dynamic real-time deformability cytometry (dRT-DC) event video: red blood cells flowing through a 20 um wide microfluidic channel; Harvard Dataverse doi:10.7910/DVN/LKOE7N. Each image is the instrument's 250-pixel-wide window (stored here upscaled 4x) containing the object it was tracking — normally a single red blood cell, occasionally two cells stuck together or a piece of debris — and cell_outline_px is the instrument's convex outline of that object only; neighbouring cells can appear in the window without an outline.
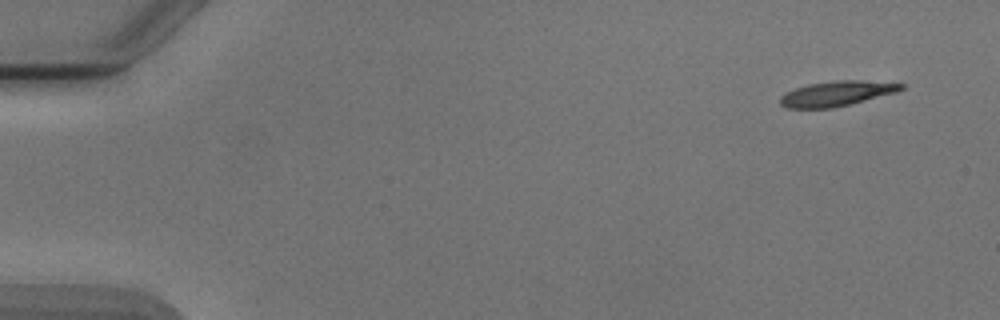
{"species": "Egyptian fruit bat (a non-hibernating species)", "species_latin": "Rousettus aegyptiacus", "temperature_condition": "cold", "stored_images_in_passage": 7, "camera_frame_rate_fps": 3000, "um_per_image_px": 0.085, "animal": {"sex": "male"}, "frame": {"image": 1, "passage_image": 1, "time_ms": 0.0, "image_size_px": [1000, 320], "cell_outline_px": [[908, 84], [904, 88], [896, 92], [832, 108], [788, 108], [780, 104], [780, 96], [784, 92], [808, 84], [836, 80], [860, 80]], "centroid_in_image_um": [71.1, 7.94], "position_along_channel_um": 13.9, "area_um2": 17.51}}
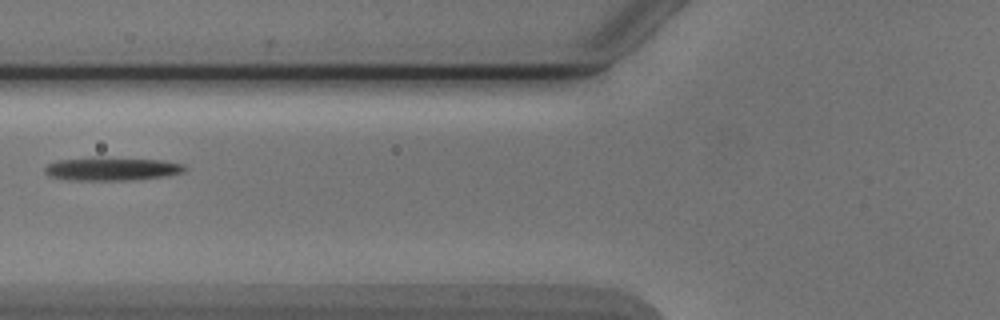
{"frame": {"image": 2, "passage_image": 6, "time_ms": 6.0, "image_size_px": [1000, 320], "cell_outline_px": [[188, 168], [184, 172], [164, 176], [132, 180], [68, 180], [48, 176], [44, 172], [44, 168], [48, 164], [60, 160], [88, 156], [100, 156], [164, 160], [184, 164]], "centroid_in_image_um": [9.5, 14.33], "position_along_channel_um": 116.3, "area_um2": 19.59}}
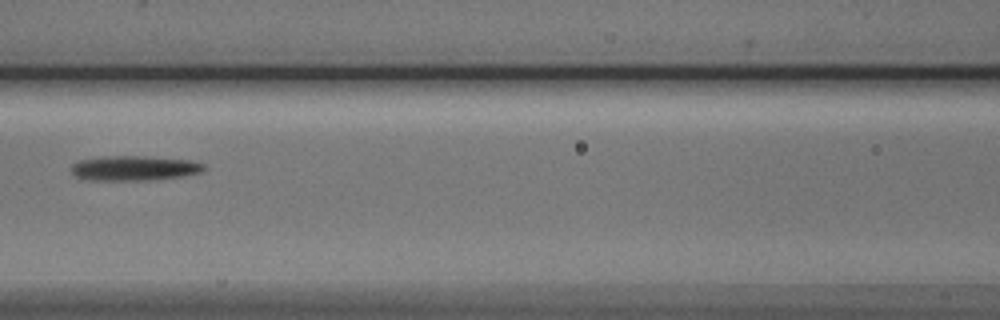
{"frame": {"image": 3, "passage_image": 7, "time_ms": 7.0, "image_size_px": [1000, 320], "cell_outline_px": [[208, 168], [200, 172], [180, 176], [144, 180], [88, 180], [76, 176], [72, 172], [72, 164], [80, 160], [104, 156], [144, 156], [192, 160], [204, 164]], "centroid_in_image_um": [11.42, 14.28], "position_along_channel_um": 155.2, "area_um2": 19.07}}